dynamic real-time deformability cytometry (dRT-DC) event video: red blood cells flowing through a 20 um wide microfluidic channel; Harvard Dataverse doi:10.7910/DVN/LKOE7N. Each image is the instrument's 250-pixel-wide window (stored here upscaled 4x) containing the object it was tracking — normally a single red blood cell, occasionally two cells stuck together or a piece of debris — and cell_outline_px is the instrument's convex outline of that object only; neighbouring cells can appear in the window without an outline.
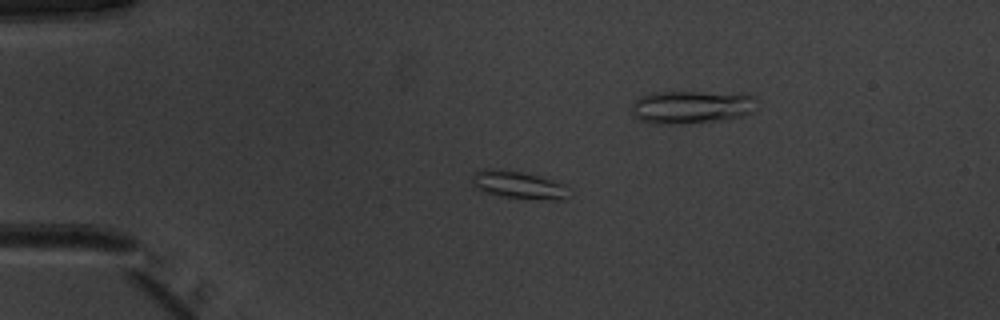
{"species": "common noctule bat (a hibernating species)", "species_latin": "Nyctalus noctula", "temperature_condition": "warm", "stored_images_in_passage": 47, "camera_frame_rate_fps": 3000, "um_per_image_px": 0.085, "animal": {"sex": "male", "body_mass_g": 20.1, "forearm_length_mm": 53.5}, "frame": {"image": 1, "passage_image": 7, "time_ms": 2.0, "image_size_px": [1000, 320], "cell_outline_px": [[564, 200], [552, 200], [500, 196], [476, 188], [472, 184], [472, 176], [476, 172], [484, 168], [500, 168], [540, 176], [564, 184]], "centroid_in_image_um": [43.98, 15.69], "position_along_channel_um": 41.0, "area_um2": 15.2}}
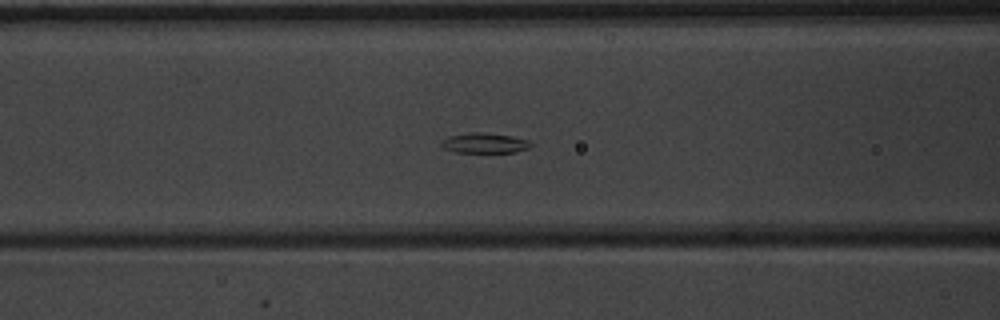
{"frame": {"image": 2, "passage_image": 16, "time_ms": 5.0, "image_size_px": [1000, 320], "cell_outline_px": [[532, 144], [528, 148], [516, 152], [452, 152], [444, 148], [440, 144], [440, 140], [448, 136], [472, 132], [480, 132], [512, 136], [528, 140]], "centroid_in_image_um": [41.14, 12.16], "position_along_channel_um": 125.5, "area_um2": 10.52}}
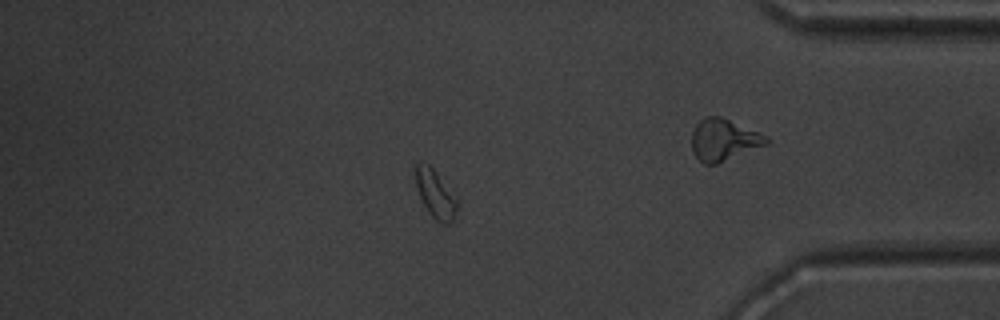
{"frame": {"image": 3, "passage_image": 39, "time_ms": 12.667, "image_size_px": [1000, 320], "cell_outline_px": [[456, 208], [452, 224], [440, 224], [428, 212], [420, 196], [416, 184], [416, 164], [420, 160], [428, 164], [436, 172], [456, 196]], "centroid_in_image_um": [37.01, 16.5], "position_along_channel_um": 398.2, "area_um2": 11.5}}